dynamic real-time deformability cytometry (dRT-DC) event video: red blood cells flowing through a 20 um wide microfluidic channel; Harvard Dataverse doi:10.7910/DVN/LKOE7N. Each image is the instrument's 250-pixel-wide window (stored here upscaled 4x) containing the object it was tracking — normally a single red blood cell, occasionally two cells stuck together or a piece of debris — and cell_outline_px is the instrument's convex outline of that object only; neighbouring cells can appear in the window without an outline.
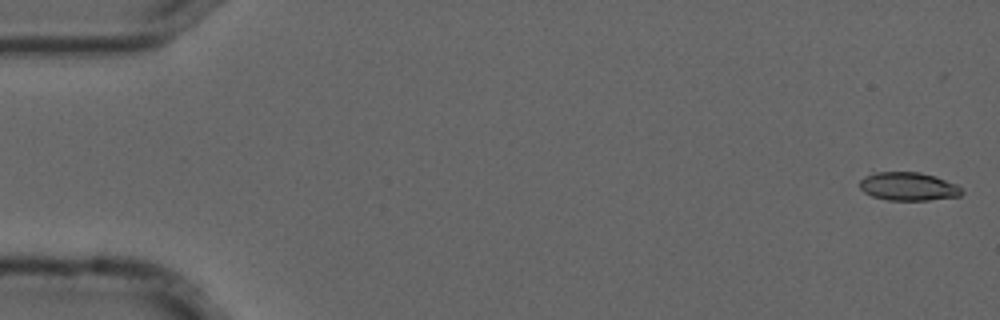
{"species": "common noctule bat (a hibernating species)", "species_latin": "Nyctalus noctula", "temperature_condition": "cold", "stored_images_in_passage": 6, "camera_frame_rate_fps": 3000, "um_per_image_px": 0.085, "animal": {"sex": "male", "forearm_length_mm": 52.5}, "frame": {"image": 1, "passage_image": 1, "time_ms": 0.0, "image_size_px": [1000, 320], "cell_outline_px": [[964, 192], [960, 196], [928, 200], [888, 200], [872, 196], [864, 192], [860, 188], [860, 180], [864, 176], [872, 172], [920, 172], [936, 176], [956, 184]], "centroid_in_image_um": [77.2, 15.84], "position_along_channel_um": 7.8, "area_um2": 16.94}}
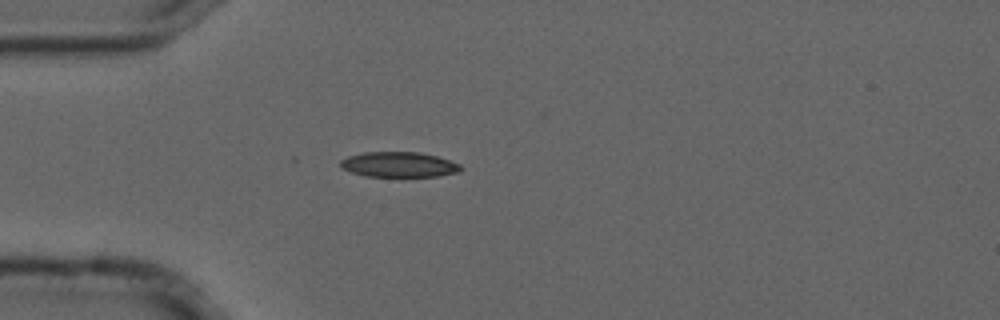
{"frame": {"image": 2, "passage_image": 5, "time_ms": 1.333, "image_size_px": [1000, 320], "cell_outline_px": [[464, 168], [460, 172], [436, 176], [364, 176], [352, 172], [344, 168], [340, 164], [340, 160], [348, 156], [364, 152], [420, 152], [436, 156], [460, 164]], "centroid_in_image_um": [33.93, 13.98], "position_along_channel_um": 51.1, "area_um2": 17.57}}